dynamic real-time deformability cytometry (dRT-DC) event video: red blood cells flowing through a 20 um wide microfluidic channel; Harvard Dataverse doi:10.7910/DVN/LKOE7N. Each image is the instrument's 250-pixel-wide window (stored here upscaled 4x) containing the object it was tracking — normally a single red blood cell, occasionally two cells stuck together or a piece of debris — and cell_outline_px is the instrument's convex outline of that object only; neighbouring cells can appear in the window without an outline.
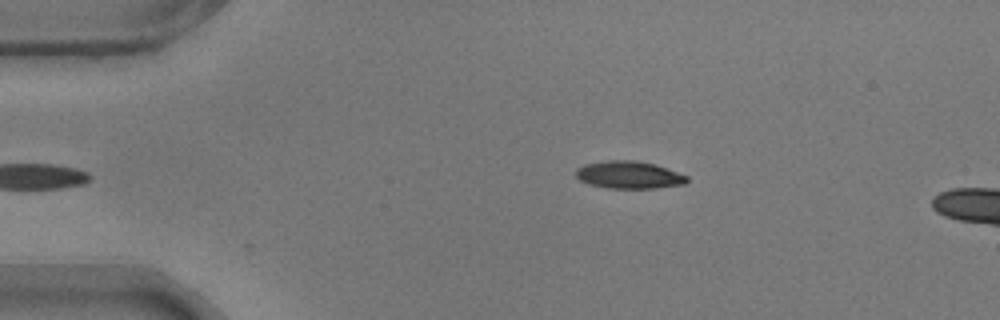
{"species": "common noctule bat (a hibernating species)", "species_latin": "Nyctalus noctula", "temperature_condition": "warm", "stored_images_in_passage": 9, "camera_frame_rate_fps": 3000, "um_per_image_px": 0.085, "animal": {"sex": "male", "body_mass_g": 17.9}, "frame": {"image": 1, "passage_image": 2, "time_ms": 0.333, "image_size_px": [1000, 320], "cell_outline_px": [[688, 180], [684, 184], [656, 188], [608, 188], [588, 184], [580, 180], [576, 176], [576, 168], [584, 164], [608, 160], [636, 160], [656, 164], [688, 176]], "centroid_in_image_um": [53.45, 14.86], "position_along_channel_um": 31.5, "area_um2": 17.86}}